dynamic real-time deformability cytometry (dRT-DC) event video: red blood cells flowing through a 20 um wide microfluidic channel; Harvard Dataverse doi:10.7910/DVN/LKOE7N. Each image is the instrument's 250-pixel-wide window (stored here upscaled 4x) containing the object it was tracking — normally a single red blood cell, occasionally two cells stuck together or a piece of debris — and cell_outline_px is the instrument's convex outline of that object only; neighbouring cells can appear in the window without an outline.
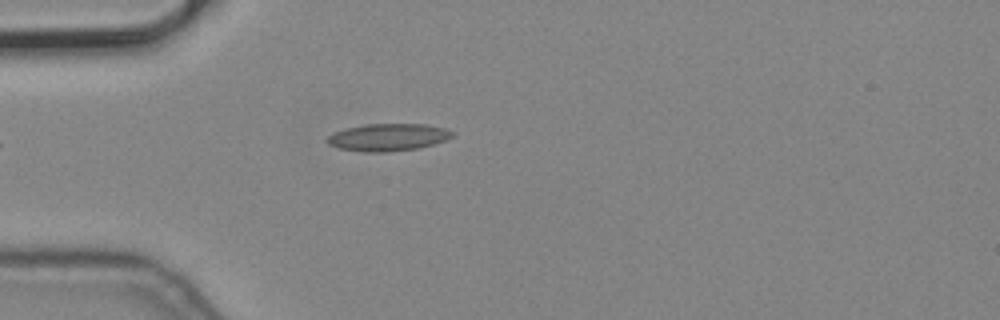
{"species": "common noctule bat (a hibernating species)", "species_latin": "Nyctalus noctula", "temperature_condition": "cold", "stored_images_in_passage": 2, "camera_frame_rate_fps": 3000, "um_per_image_px": 0.085, "animal": {"sex": "male", "body_mass_g": 19.2, "forearm_length_mm": 51.8}, "frame": {"image": 1, "passage_image": 2, "time_ms": 0.333, "image_size_px": [1000, 320], "cell_outline_px": [[452, 136], [444, 140], [420, 148], [388, 152], [364, 152], [340, 148], [328, 144], [324, 140], [332, 132], [344, 128], [364, 124], [424, 124], [444, 128], [452, 132]], "centroid_in_image_um": [32.9, 11.66], "position_along_channel_um": 52.1, "area_um2": 19.94}}